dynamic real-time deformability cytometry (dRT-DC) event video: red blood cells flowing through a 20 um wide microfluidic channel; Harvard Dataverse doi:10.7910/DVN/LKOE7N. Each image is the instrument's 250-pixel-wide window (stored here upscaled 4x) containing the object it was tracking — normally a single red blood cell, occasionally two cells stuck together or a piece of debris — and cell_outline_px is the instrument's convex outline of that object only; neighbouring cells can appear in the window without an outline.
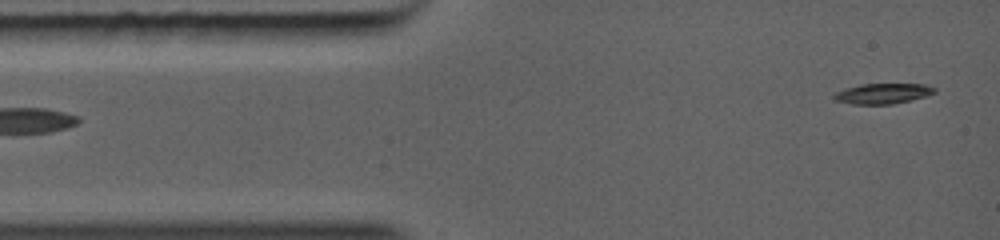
{"species": "common noctule bat (a hibernating species)", "species_latin": "Nyctalus noctula", "temperature_condition": "warm", "stored_images_in_passage": 22, "camera_frame_rate_fps": 5000, "um_per_image_px": 0.085, "animal": {"sex": "female", "body_mass_g": 19.0, "forearm_length_mm": 56.7}, "frame": {"image": 1, "passage_image": 1, "time_ms": 0.0, "image_size_px": [1000, 240], "cell_outline_px": [[936, 92], [924, 96], [892, 104], [852, 104], [832, 100], [832, 96], [836, 92], [860, 84], [924, 84], [936, 88]], "centroid_in_image_um": [74.99, 7.95], "position_along_channel_um": 10.0, "area_um2": 11.79}}
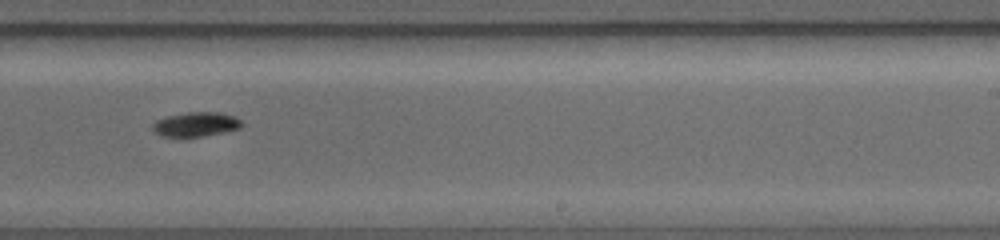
{"frame": {"image": 2, "passage_image": 14, "time_ms": 6.6, "image_size_px": [1000, 240], "cell_outline_px": [[244, 124], [240, 128], [224, 132], [184, 140], [160, 136], [152, 128], [152, 124], [156, 120], [168, 116], [188, 112], [220, 112], [236, 116]], "centroid_in_image_um": [16.63, 10.61], "position_along_channel_um": 272.4, "area_um2": 13.29}}
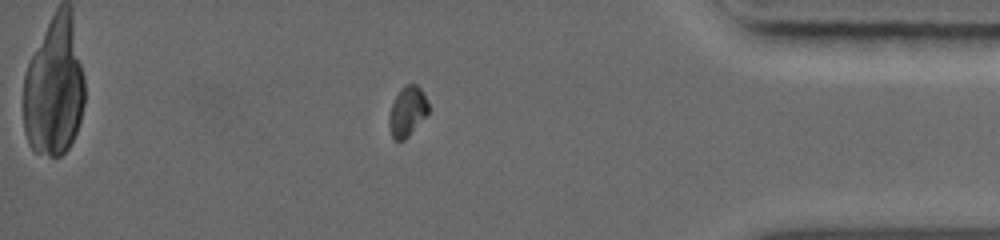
{"frame": {"image": 3, "passage_image": 19, "time_ms": 9.8, "image_size_px": [1000, 240], "cell_outline_px": [[428, 112], [408, 136], [404, 140], [396, 140], [392, 136], [388, 124], [388, 116], [392, 104], [396, 96], [404, 84], [416, 84], [420, 88], [428, 104]], "centroid_in_image_um": [34.59, 9.46], "position_along_channel_um": 400.6, "area_um2": 11.16}}